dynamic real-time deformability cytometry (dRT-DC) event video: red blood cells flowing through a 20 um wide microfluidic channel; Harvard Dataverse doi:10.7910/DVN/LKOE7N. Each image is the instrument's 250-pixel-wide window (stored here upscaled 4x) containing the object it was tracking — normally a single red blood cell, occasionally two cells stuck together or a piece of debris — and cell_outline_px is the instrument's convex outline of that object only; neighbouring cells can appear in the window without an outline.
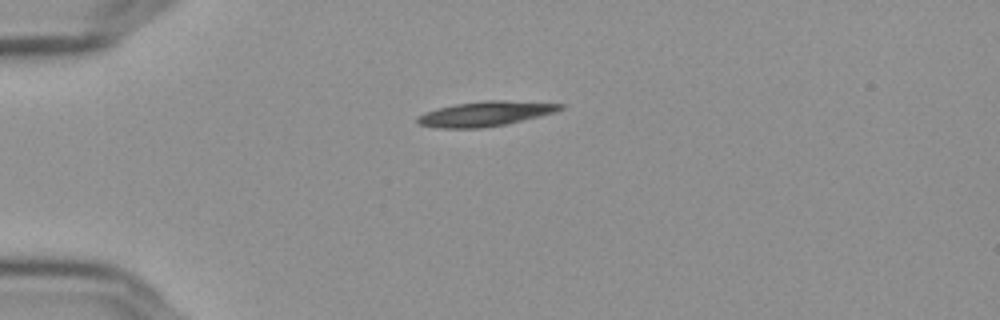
{"species": "Egyptian fruit bat (a non-hibernating species)", "species_latin": "Rousettus aegyptiacus", "temperature_condition": "cold", "stored_images_in_passage": 43, "camera_frame_rate_fps": 3000, "um_per_image_px": 0.085, "frame": {"image": 1, "passage_image": 1, "time_ms": 0.0, "image_size_px": [1000, 320], "cell_outline_px": [[564, 108], [556, 112], [540, 116], [504, 124], [480, 128], [440, 128], [420, 124], [416, 120], [416, 116], [424, 112], [436, 108], [456, 104], [484, 100], [504, 100], [564, 104]], "centroid_in_image_um": [41.24, 9.66], "position_along_channel_um": 43.8, "area_um2": 20.58}}
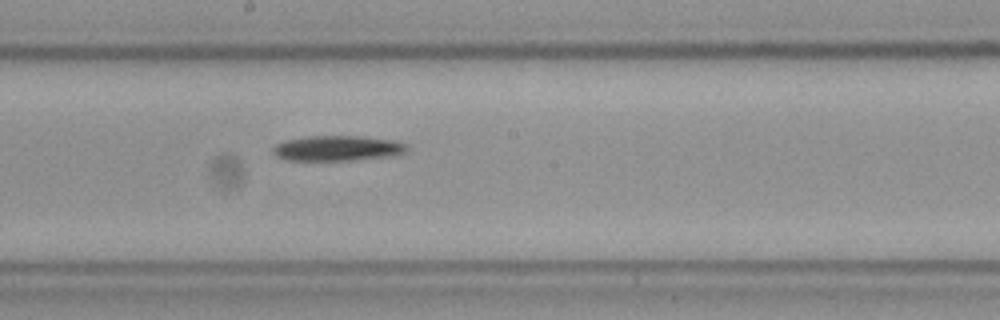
{"frame": {"image": 2, "passage_image": 18, "time_ms": 5.667, "image_size_px": [1000, 320], "cell_outline_px": [[408, 152], [396, 156], [352, 160], [288, 160], [276, 156], [272, 152], [272, 148], [276, 144], [284, 140], [308, 136], [360, 136], [396, 140], [408, 144]], "centroid_in_image_um": [28.75, 12.6], "position_along_channel_um": 219.5, "area_um2": 20.06}}
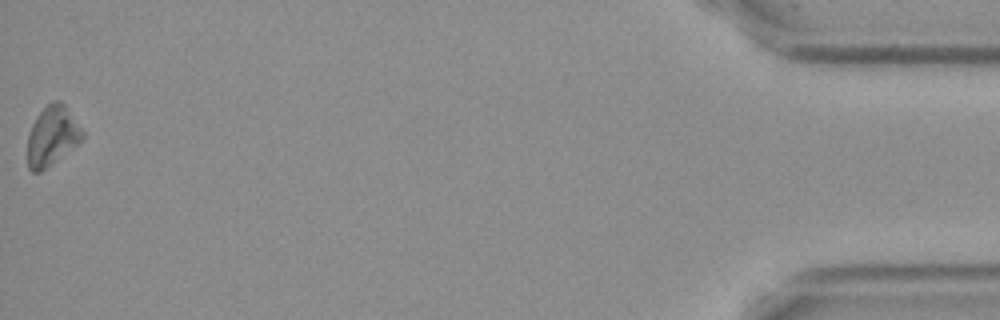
{"frame": {"image": 3, "passage_image": 43, "time_ms": 14.0, "image_size_px": [1000, 320], "cell_outline_px": [[84, 136], [76, 144], [40, 172], [32, 172], [28, 168], [28, 132], [36, 116], [52, 100], [60, 100], [64, 104], [84, 132]], "centroid_in_image_um": [4.4, 11.53], "position_along_channel_um": 430.8, "area_um2": 18.61}, "authors_computed_cell_mechanics": {"area_um2": 18.9584, "velocity_mm_per_s": 3.6102, "shape_relaxation_time_tau1_ms": 3.4603, "shape_relaxation_time_tau2_ms": null, "deformation_change_tau1": 0.1214, "deformation_change_tau2": null}}